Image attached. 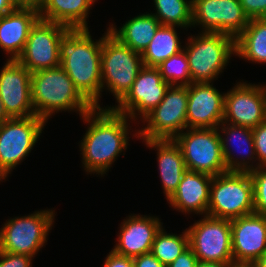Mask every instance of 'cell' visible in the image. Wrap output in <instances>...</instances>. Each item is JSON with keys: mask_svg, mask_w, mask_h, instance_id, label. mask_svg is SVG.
Segmentation results:
<instances>
[{"mask_svg": "<svg viewBox=\"0 0 266 267\" xmlns=\"http://www.w3.org/2000/svg\"><path fill=\"white\" fill-rule=\"evenodd\" d=\"M88 127L79 148L82 155V166L88 174H98L101 177L116 161L122 151L127 150L129 133L132 126L126 115L113 109L93 108L82 117Z\"/></svg>", "mask_w": 266, "mask_h": 267, "instance_id": "1", "label": "cell"}, {"mask_svg": "<svg viewBox=\"0 0 266 267\" xmlns=\"http://www.w3.org/2000/svg\"><path fill=\"white\" fill-rule=\"evenodd\" d=\"M104 35L96 41L89 29H70L60 41L61 67L81 95L94 107L104 109L101 97V52Z\"/></svg>", "mask_w": 266, "mask_h": 267, "instance_id": "2", "label": "cell"}, {"mask_svg": "<svg viewBox=\"0 0 266 267\" xmlns=\"http://www.w3.org/2000/svg\"><path fill=\"white\" fill-rule=\"evenodd\" d=\"M31 91L34 114L46 122L55 112L74 111L81 118L94 108L61 66L31 73Z\"/></svg>", "mask_w": 266, "mask_h": 267, "instance_id": "3", "label": "cell"}, {"mask_svg": "<svg viewBox=\"0 0 266 267\" xmlns=\"http://www.w3.org/2000/svg\"><path fill=\"white\" fill-rule=\"evenodd\" d=\"M186 42L183 50L188 58L192 83L217 80L232 55H236L235 39L223 33L200 32L196 36L191 34Z\"/></svg>", "mask_w": 266, "mask_h": 267, "instance_id": "4", "label": "cell"}, {"mask_svg": "<svg viewBox=\"0 0 266 267\" xmlns=\"http://www.w3.org/2000/svg\"><path fill=\"white\" fill-rule=\"evenodd\" d=\"M143 66L141 54L122 44L109 32L102 42L101 96L104 90H108L118 104L131 89Z\"/></svg>", "mask_w": 266, "mask_h": 267, "instance_id": "5", "label": "cell"}, {"mask_svg": "<svg viewBox=\"0 0 266 267\" xmlns=\"http://www.w3.org/2000/svg\"><path fill=\"white\" fill-rule=\"evenodd\" d=\"M253 213V181L249 172H226L213 176L208 216L231 220Z\"/></svg>", "mask_w": 266, "mask_h": 267, "instance_id": "6", "label": "cell"}, {"mask_svg": "<svg viewBox=\"0 0 266 267\" xmlns=\"http://www.w3.org/2000/svg\"><path fill=\"white\" fill-rule=\"evenodd\" d=\"M55 210L44 209L29 215L7 219L0 228V251L35 257L45 243L52 225Z\"/></svg>", "mask_w": 266, "mask_h": 267, "instance_id": "7", "label": "cell"}, {"mask_svg": "<svg viewBox=\"0 0 266 267\" xmlns=\"http://www.w3.org/2000/svg\"><path fill=\"white\" fill-rule=\"evenodd\" d=\"M187 85H170L161 103L142 120L146 126L135 130L133 137L174 139L187 128Z\"/></svg>", "mask_w": 266, "mask_h": 267, "instance_id": "8", "label": "cell"}, {"mask_svg": "<svg viewBox=\"0 0 266 267\" xmlns=\"http://www.w3.org/2000/svg\"><path fill=\"white\" fill-rule=\"evenodd\" d=\"M47 122L38 116L10 118L0 123V181L21 164L39 141Z\"/></svg>", "mask_w": 266, "mask_h": 267, "instance_id": "9", "label": "cell"}, {"mask_svg": "<svg viewBox=\"0 0 266 267\" xmlns=\"http://www.w3.org/2000/svg\"><path fill=\"white\" fill-rule=\"evenodd\" d=\"M185 130L174 140L181 149L186 169L211 176L228 172L217 128H186Z\"/></svg>", "mask_w": 266, "mask_h": 267, "instance_id": "10", "label": "cell"}, {"mask_svg": "<svg viewBox=\"0 0 266 267\" xmlns=\"http://www.w3.org/2000/svg\"><path fill=\"white\" fill-rule=\"evenodd\" d=\"M187 229L189 247L199 262L234 263L229 219L202 216Z\"/></svg>", "mask_w": 266, "mask_h": 267, "instance_id": "11", "label": "cell"}, {"mask_svg": "<svg viewBox=\"0 0 266 267\" xmlns=\"http://www.w3.org/2000/svg\"><path fill=\"white\" fill-rule=\"evenodd\" d=\"M69 30L62 24L39 18L31 27L17 61L31 73L61 66L60 41Z\"/></svg>", "mask_w": 266, "mask_h": 267, "instance_id": "12", "label": "cell"}, {"mask_svg": "<svg viewBox=\"0 0 266 267\" xmlns=\"http://www.w3.org/2000/svg\"><path fill=\"white\" fill-rule=\"evenodd\" d=\"M250 19L240 0H193L191 27H201V32H219L236 39Z\"/></svg>", "mask_w": 266, "mask_h": 267, "instance_id": "13", "label": "cell"}, {"mask_svg": "<svg viewBox=\"0 0 266 267\" xmlns=\"http://www.w3.org/2000/svg\"><path fill=\"white\" fill-rule=\"evenodd\" d=\"M169 86L157 67L143 66L126 96L117 105L106 106L105 109H113L131 121L138 120V117L142 121L161 103Z\"/></svg>", "mask_w": 266, "mask_h": 267, "instance_id": "14", "label": "cell"}, {"mask_svg": "<svg viewBox=\"0 0 266 267\" xmlns=\"http://www.w3.org/2000/svg\"><path fill=\"white\" fill-rule=\"evenodd\" d=\"M265 117V84L240 81L225 93L223 122L253 129L265 121Z\"/></svg>", "mask_w": 266, "mask_h": 267, "instance_id": "15", "label": "cell"}, {"mask_svg": "<svg viewBox=\"0 0 266 267\" xmlns=\"http://www.w3.org/2000/svg\"><path fill=\"white\" fill-rule=\"evenodd\" d=\"M0 69V100L10 118L35 115L32 103L31 72L17 60H7Z\"/></svg>", "mask_w": 266, "mask_h": 267, "instance_id": "16", "label": "cell"}, {"mask_svg": "<svg viewBox=\"0 0 266 267\" xmlns=\"http://www.w3.org/2000/svg\"><path fill=\"white\" fill-rule=\"evenodd\" d=\"M230 223L234 266H249L266 251V215L253 213Z\"/></svg>", "mask_w": 266, "mask_h": 267, "instance_id": "17", "label": "cell"}, {"mask_svg": "<svg viewBox=\"0 0 266 267\" xmlns=\"http://www.w3.org/2000/svg\"><path fill=\"white\" fill-rule=\"evenodd\" d=\"M187 128H217L224 119V96L213 82L187 85Z\"/></svg>", "mask_w": 266, "mask_h": 267, "instance_id": "18", "label": "cell"}, {"mask_svg": "<svg viewBox=\"0 0 266 267\" xmlns=\"http://www.w3.org/2000/svg\"><path fill=\"white\" fill-rule=\"evenodd\" d=\"M119 227L117 243L112 250L119 255L134 258L149 253L156 234L163 223L156 216L131 214Z\"/></svg>", "mask_w": 266, "mask_h": 267, "instance_id": "19", "label": "cell"}, {"mask_svg": "<svg viewBox=\"0 0 266 267\" xmlns=\"http://www.w3.org/2000/svg\"><path fill=\"white\" fill-rule=\"evenodd\" d=\"M217 129L219 131L223 157L228 172H251L259 167L255 163L257 158L251 128L222 122ZM236 147L237 151L234 149ZM234 150L236 152L239 150L241 157H235Z\"/></svg>", "mask_w": 266, "mask_h": 267, "instance_id": "20", "label": "cell"}, {"mask_svg": "<svg viewBox=\"0 0 266 267\" xmlns=\"http://www.w3.org/2000/svg\"><path fill=\"white\" fill-rule=\"evenodd\" d=\"M213 176L186 169L176 191L167 200L176 211L184 214L207 215Z\"/></svg>", "mask_w": 266, "mask_h": 267, "instance_id": "21", "label": "cell"}, {"mask_svg": "<svg viewBox=\"0 0 266 267\" xmlns=\"http://www.w3.org/2000/svg\"><path fill=\"white\" fill-rule=\"evenodd\" d=\"M39 18L38 8L33 7H17L0 17V48L9 55L7 60H17Z\"/></svg>", "mask_w": 266, "mask_h": 267, "instance_id": "22", "label": "cell"}, {"mask_svg": "<svg viewBox=\"0 0 266 267\" xmlns=\"http://www.w3.org/2000/svg\"><path fill=\"white\" fill-rule=\"evenodd\" d=\"M143 142L146 148L157 151L158 172L164 196L168 200L176 191L186 170L181 149L174 139H148Z\"/></svg>", "mask_w": 266, "mask_h": 267, "instance_id": "23", "label": "cell"}, {"mask_svg": "<svg viewBox=\"0 0 266 267\" xmlns=\"http://www.w3.org/2000/svg\"><path fill=\"white\" fill-rule=\"evenodd\" d=\"M97 0H42L40 19L62 24L69 29H89L87 18Z\"/></svg>", "mask_w": 266, "mask_h": 267, "instance_id": "24", "label": "cell"}, {"mask_svg": "<svg viewBox=\"0 0 266 267\" xmlns=\"http://www.w3.org/2000/svg\"><path fill=\"white\" fill-rule=\"evenodd\" d=\"M160 26L159 20L151 12H146L126 21L118 29L115 24H110L108 29L122 44L142 54Z\"/></svg>", "mask_w": 266, "mask_h": 267, "instance_id": "25", "label": "cell"}, {"mask_svg": "<svg viewBox=\"0 0 266 267\" xmlns=\"http://www.w3.org/2000/svg\"><path fill=\"white\" fill-rule=\"evenodd\" d=\"M239 58L252 63H266V18L250 19L244 31L235 39Z\"/></svg>", "mask_w": 266, "mask_h": 267, "instance_id": "26", "label": "cell"}, {"mask_svg": "<svg viewBox=\"0 0 266 267\" xmlns=\"http://www.w3.org/2000/svg\"><path fill=\"white\" fill-rule=\"evenodd\" d=\"M177 26L161 25L148 47L141 54L144 66L157 67L170 56L183 50Z\"/></svg>", "mask_w": 266, "mask_h": 267, "instance_id": "27", "label": "cell"}, {"mask_svg": "<svg viewBox=\"0 0 266 267\" xmlns=\"http://www.w3.org/2000/svg\"><path fill=\"white\" fill-rule=\"evenodd\" d=\"M152 13L165 26H177L186 30L192 24L193 0H154Z\"/></svg>", "mask_w": 266, "mask_h": 267, "instance_id": "28", "label": "cell"}, {"mask_svg": "<svg viewBox=\"0 0 266 267\" xmlns=\"http://www.w3.org/2000/svg\"><path fill=\"white\" fill-rule=\"evenodd\" d=\"M188 247L187 229L182 234H173L167 233L165 228L162 227L153 241L151 253L167 267Z\"/></svg>", "mask_w": 266, "mask_h": 267, "instance_id": "29", "label": "cell"}, {"mask_svg": "<svg viewBox=\"0 0 266 267\" xmlns=\"http://www.w3.org/2000/svg\"><path fill=\"white\" fill-rule=\"evenodd\" d=\"M163 80L169 85H190L188 58L184 50L170 56L157 66Z\"/></svg>", "mask_w": 266, "mask_h": 267, "instance_id": "30", "label": "cell"}, {"mask_svg": "<svg viewBox=\"0 0 266 267\" xmlns=\"http://www.w3.org/2000/svg\"><path fill=\"white\" fill-rule=\"evenodd\" d=\"M253 181L254 213L266 215V166L249 172Z\"/></svg>", "mask_w": 266, "mask_h": 267, "instance_id": "31", "label": "cell"}, {"mask_svg": "<svg viewBox=\"0 0 266 267\" xmlns=\"http://www.w3.org/2000/svg\"><path fill=\"white\" fill-rule=\"evenodd\" d=\"M257 165L266 166V120L252 129Z\"/></svg>", "mask_w": 266, "mask_h": 267, "instance_id": "32", "label": "cell"}, {"mask_svg": "<svg viewBox=\"0 0 266 267\" xmlns=\"http://www.w3.org/2000/svg\"><path fill=\"white\" fill-rule=\"evenodd\" d=\"M33 259L25 254L0 251V267H32Z\"/></svg>", "mask_w": 266, "mask_h": 267, "instance_id": "33", "label": "cell"}, {"mask_svg": "<svg viewBox=\"0 0 266 267\" xmlns=\"http://www.w3.org/2000/svg\"><path fill=\"white\" fill-rule=\"evenodd\" d=\"M249 19L266 18V0H240Z\"/></svg>", "mask_w": 266, "mask_h": 267, "instance_id": "34", "label": "cell"}, {"mask_svg": "<svg viewBox=\"0 0 266 267\" xmlns=\"http://www.w3.org/2000/svg\"><path fill=\"white\" fill-rule=\"evenodd\" d=\"M198 262V258L192 249L188 247L167 267H197Z\"/></svg>", "mask_w": 266, "mask_h": 267, "instance_id": "35", "label": "cell"}, {"mask_svg": "<svg viewBox=\"0 0 266 267\" xmlns=\"http://www.w3.org/2000/svg\"><path fill=\"white\" fill-rule=\"evenodd\" d=\"M103 267H134L133 258L116 254L111 250L106 256Z\"/></svg>", "mask_w": 266, "mask_h": 267, "instance_id": "36", "label": "cell"}, {"mask_svg": "<svg viewBox=\"0 0 266 267\" xmlns=\"http://www.w3.org/2000/svg\"><path fill=\"white\" fill-rule=\"evenodd\" d=\"M134 267H165L151 252L133 258Z\"/></svg>", "mask_w": 266, "mask_h": 267, "instance_id": "37", "label": "cell"}, {"mask_svg": "<svg viewBox=\"0 0 266 267\" xmlns=\"http://www.w3.org/2000/svg\"><path fill=\"white\" fill-rule=\"evenodd\" d=\"M17 6L12 0H0V17L12 12Z\"/></svg>", "mask_w": 266, "mask_h": 267, "instance_id": "38", "label": "cell"}, {"mask_svg": "<svg viewBox=\"0 0 266 267\" xmlns=\"http://www.w3.org/2000/svg\"><path fill=\"white\" fill-rule=\"evenodd\" d=\"M17 7L39 8L42 0H12Z\"/></svg>", "mask_w": 266, "mask_h": 267, "instance_id": "39", "label": "cell"}, {"mask_svg": "<svg viewBox=\"0 0 266 267\" xmlns=\"http://www.w3.org/2000/svg\"><path fill=\"white\" fill-rule=\"evenodd\" d=\"M197 267H234V263L198 262Z\"/></svg>", "mask_w": 266, "mask_h": 267, "instance_id": "40", "label": "cell"}, {"mask_svg": "<svg viewBox=\"0 0 266 267\" xmlns=\"http://www.w3.org/2000/svg\"><path fill=\"white\" fill-rule=\"evenodd\" d=\"M249 267H266V251L255 262L251 263Z\"/></svg>", "mask_w": 266, "mask_h": 267, "instance_id": "41", "label": "cell"}, {"mask_svg": "<svg viewBox=\"0 0 266 267\" xmlns=\"http://www.w3.org/2000/svg\"><path fill=\"white\" fill-rule=\"evenodd\" d=\"M8 119H10V117L6 114L2 101L0 100V123Z\"/></svg>", "mask_w": 266, "mask_h": 267, "instance_id": "42", "label": "cell"}]
</instances>
